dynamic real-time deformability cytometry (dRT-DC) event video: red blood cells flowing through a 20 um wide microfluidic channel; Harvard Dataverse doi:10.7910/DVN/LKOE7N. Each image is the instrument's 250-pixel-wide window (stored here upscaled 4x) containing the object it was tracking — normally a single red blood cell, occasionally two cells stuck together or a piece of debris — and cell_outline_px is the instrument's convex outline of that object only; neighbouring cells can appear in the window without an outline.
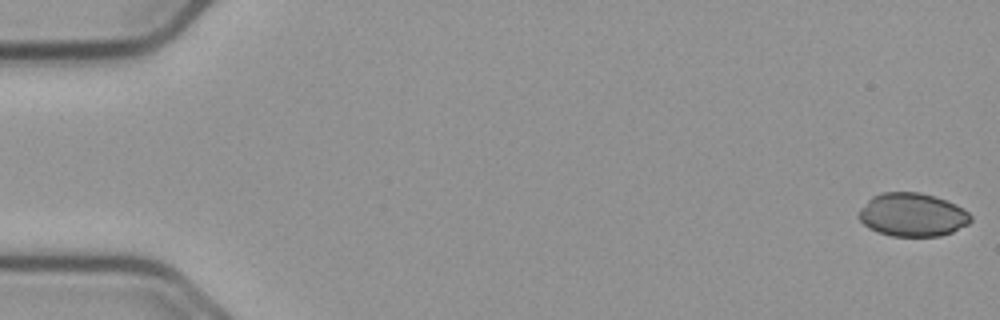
{"species": "common noctule bat (a hibernating species)", "species_latin": "Nyctalus noctula", "temperature_condition": "cold", "stored_images_in_passage": 15, "camera_frame_rate_fps": 3000, "um_per_image_px": 0.085, "animal": {"sex": "male", "body_mass_g": 23.1, "forearm_length_mm": 52.7}, "frame": {"image": 1, "passage_image": 1, "time_ms": 0.0, "image_size_px": [1000, 320], "cell_outline_px": [[972, 220], [968, 224], [952, 232], [940, 236], [892, 236], [868, 228], [856, 216], [860, 208], [872, 196], [884, 192], [920, 192], [936, 196], [956, 204], [964, 208], [972, 216]], "centroid_in_image_um": [77.56, 18.25], "position_along_channel_um": 7.4, "area_um2": 28.5}}